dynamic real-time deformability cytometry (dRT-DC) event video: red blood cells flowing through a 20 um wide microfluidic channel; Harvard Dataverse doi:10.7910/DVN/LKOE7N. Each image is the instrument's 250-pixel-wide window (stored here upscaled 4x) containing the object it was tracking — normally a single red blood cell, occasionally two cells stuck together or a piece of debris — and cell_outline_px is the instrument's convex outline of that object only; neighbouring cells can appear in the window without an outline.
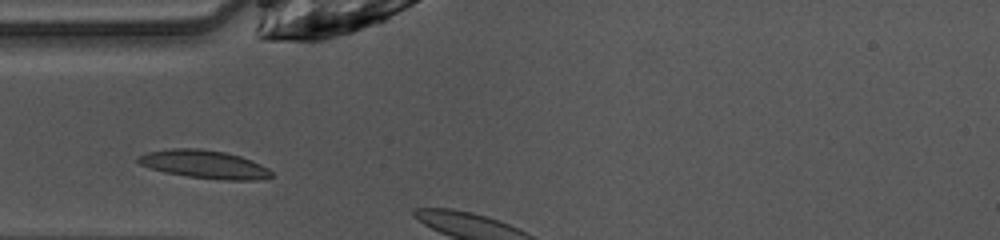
{"species": "common noctule bat (a hibernating species)", "species_latin": "Nyctalus noctula", "temperature_condition": "warm", "stored_images_in_passage": 2, "camera_frame_rate_fps": 3000, "um_per_image_px": 0.085, "animal": {"sex": "female", "body_mass_g": 10.0, "forearm_length_mm": 53.1}, "frame": {"image": 1, "passage_image": 1, "time_ms": 0.0, "image_size_px": [1000, 240], "cell_outline_px": [[272, 176], [256, 180], [224, 180], [188, 176], [164, 172], [148, 168], [140, 164], [136, 160], [140, 156], [148, 152], [172, 148], [200, 148], [224, 152], [240, 156], [260, 164], [268, 168], [272, 172]], "centroid_in_image_um": [17.35, 13.96], "position_along_channel_um": 67.6, "area_um2": 21.73}}